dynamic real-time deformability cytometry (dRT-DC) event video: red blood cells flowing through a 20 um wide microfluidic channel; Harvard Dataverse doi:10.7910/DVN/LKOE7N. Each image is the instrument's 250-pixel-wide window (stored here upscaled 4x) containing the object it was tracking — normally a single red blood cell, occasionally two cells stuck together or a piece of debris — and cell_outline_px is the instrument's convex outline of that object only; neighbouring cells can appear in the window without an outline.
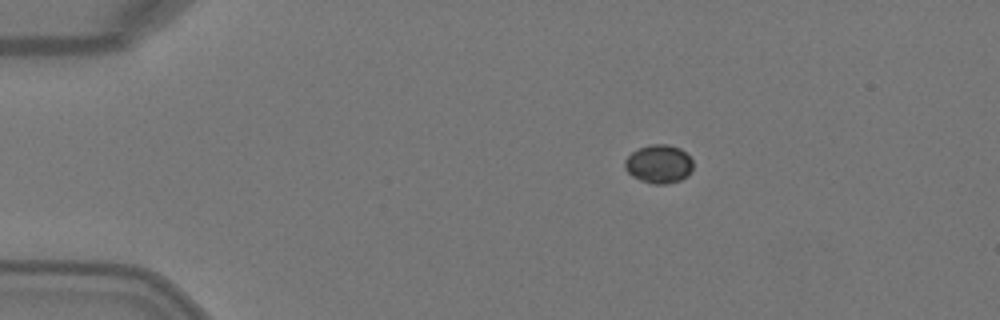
{"species": "Egyptian fruit bat (a non-hibernating species)", "species_latin": "Rousettus aegyptiacus", "temperature_condition": "warm", "stored_images_in_passage": 2, "camera_frame_rate_fps": 3000, "um_per_image_px": 0.085, "animal": {"sex": "female"}, "frame": {"image": 1, "passage_image": 1, "time_ms": 0.0, "image_size_px": [1000, 320], "cell_outline_px": [[692, 168], [688, 176], [680, 180], [668, 184], [652, 184], [640, 180], [632, 176], [624, 168], [624, 160], [632, 152], [640, 148], [652, 144], [668, 144], [680, 148], [692, 160]], "centroid_in_image_um": [55.99, 13.95], "position_along_channel_um": 29.0, "area_um2": 15.32}}